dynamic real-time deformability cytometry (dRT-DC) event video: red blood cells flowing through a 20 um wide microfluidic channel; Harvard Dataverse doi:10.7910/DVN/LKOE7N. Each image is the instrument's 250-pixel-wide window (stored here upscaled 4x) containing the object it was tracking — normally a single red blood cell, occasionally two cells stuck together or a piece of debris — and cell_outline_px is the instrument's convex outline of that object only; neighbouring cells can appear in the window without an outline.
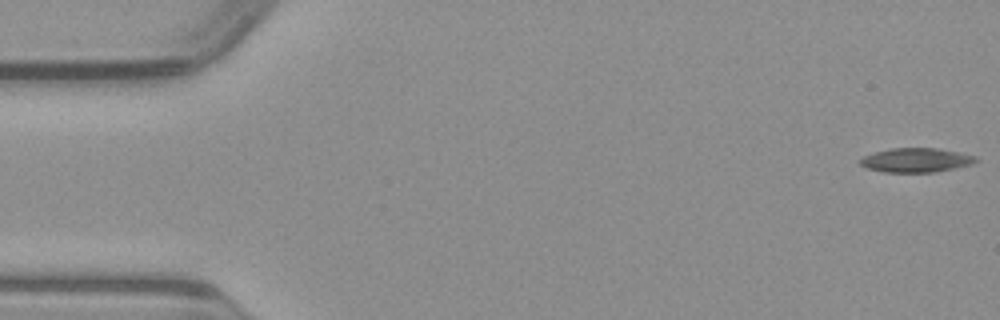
{"species": "common noctule bat (a hibernating species)", "species_latin": "Nyctalus noctula", "temperature_condition": "warm", "stored_images_in_passage": 50, "camera_frame_rate_fps": 3000, "um_per_image_px": 0.085, "animal": {"sex": "male", "body_mass_g": 23.1, "forearm_length_mm": 52.7}, "frame": {"image": 1, "passage_image": 1, "time_ms": 0.0, "image_size_px": [1000, 320], "cell_outline_px": [[980, 160], [972, 164], [936, 172], [884, 172], [868, 168], [860, 164], [856, 160], [864, 156], [876, 152], [892, 148], [936, 148], [976, 156]], "centroid_in_image_um": [77.86, 13.61], "position_along_channel_um": 7.1, "area_um2": 16.24}}
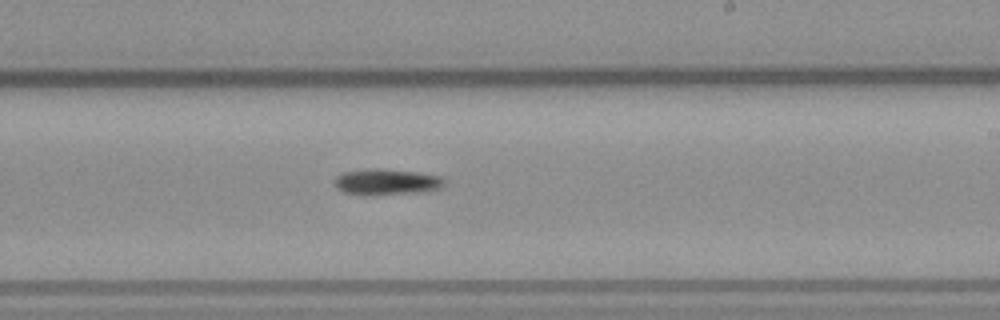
{"frame": {"image": 2, "passage_image": 29, "time_ms": 9.333, "image_size_px": [1000, 320], "cell_outline_px": [[444, 184], [440, 188], [424, 192], [372, 196], [364, 196], [344, 192], [336, 188], [332, 180], [336, 176], [344, 172], [368, 168], [376, 168], [420, 172], [444, 176]], "centroid_in_image_um": [32.84, 15.47], "position_along_channel_um": 256.2, "area_um2": 17.28}}
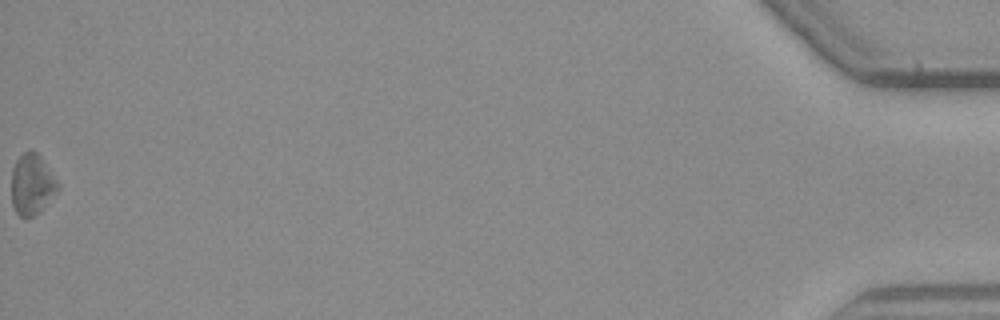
{"frame": {"image": 3, "passage_image": 50, "time_ms": 16.333, "image_size_px": [1000, 320], "cell_outline_px": [[60, 188], [32, 216], [24, 220], [16, 212], [12, 204], [12, 168], [16, 160], [24, 152], [36, 152], [40, 156], [60, 184]], "centroid_in_image_um": [2.7, 15.67], "position_along_channel_um": 432.5, "area_um2": 16.01}}